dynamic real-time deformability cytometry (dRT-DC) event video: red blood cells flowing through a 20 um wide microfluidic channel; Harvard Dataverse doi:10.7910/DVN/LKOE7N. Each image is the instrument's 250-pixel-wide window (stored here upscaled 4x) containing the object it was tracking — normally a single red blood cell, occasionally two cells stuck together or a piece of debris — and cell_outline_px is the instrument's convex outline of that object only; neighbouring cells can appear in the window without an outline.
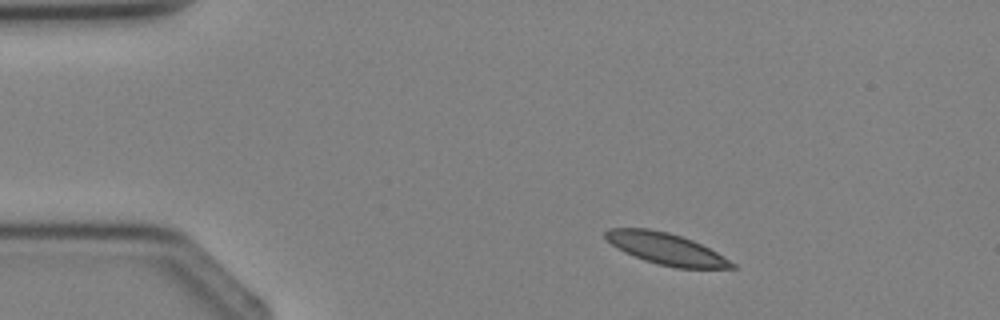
{"species": "Egyptian fruit bat (a non-hibernating species)", "species_latin": "Rousettus aegyptiacus", "temperature_condition": "cold", "stored_images_in_passage": 2, "camera_frame_rate_fps": 3000, "um_per_image_px": 0.085, "animal": {"sex": "female"}, "frame": {"image": 1, "passage_image": 1, "time_ms": 0.0, "image_size_px": [1000, 320], "cell_outline_px": [[736, 268], [676, 268], [644, 260], [624, 252], [612, 244], [604, 236], [604, 232], [608, 228], [648, 228], [668, 232], [692, 240], [716, 252], [736, 264]], "centroid_in_image_um": [56.59, 21.14], "position_along_channel_um": 28.4, "area_um2": 22.95}}
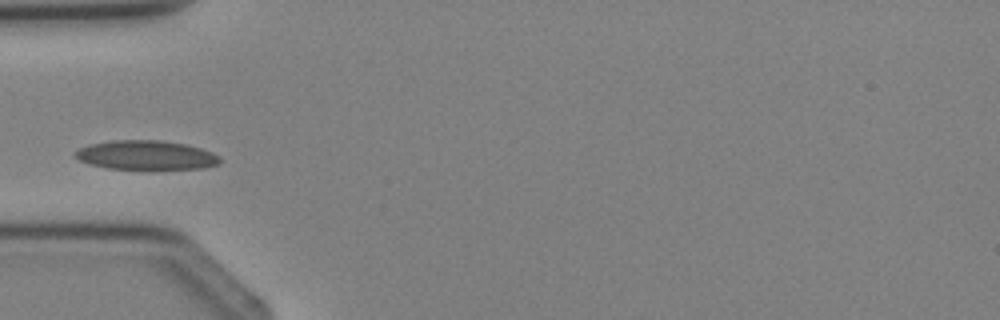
{"frame": {"image": 2, "passage_image": 2, "time_ms": 2.0, "image_size_px": [1000, 320], "cell_outline_px": [[220, 164], [204, 168], [108, 168], [88, 164], [72, 156], [72, 152], [88, 144], [112, 140], [160, 140], [188, 144], [212, 152], [220, 156]], "centroid_in_image_um": [12.39, 13.17], "position_along_channel_um": 72.6, "area_um2": 24.62}}